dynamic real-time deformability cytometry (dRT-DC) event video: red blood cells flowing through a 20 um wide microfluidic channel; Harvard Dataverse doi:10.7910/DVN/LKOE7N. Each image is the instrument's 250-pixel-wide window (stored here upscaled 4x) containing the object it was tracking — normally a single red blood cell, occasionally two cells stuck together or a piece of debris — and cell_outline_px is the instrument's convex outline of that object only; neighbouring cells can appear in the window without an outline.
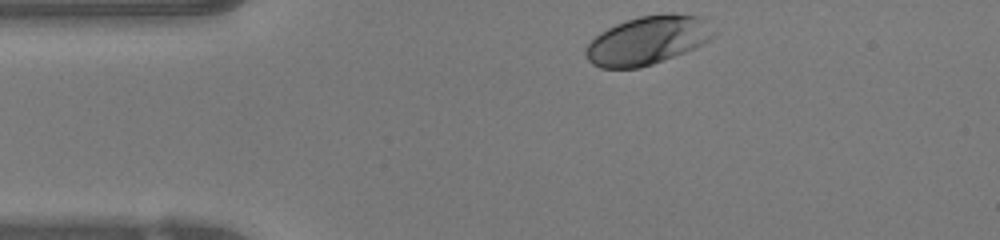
{"species": "human", "species_latin": "Homo sapiens", "temperature_condition": "warm", "stored_images_in_passage": 32, "camera_frame_rate_fps": 3000, "um_per_image_px": 0.085, "donor": {"sex": "female"}, "frame": {"image": 1, "passage_image": 1, "time_ms": 0.0, "image_size_px": [1000, 240], "cell_outline_px": [[716, 32], [704, 44], [664, 60], [640, 68], [600, 68], [592, 64], [588, 60], [584, 52], [584, 48], [600, 32], [616, 24], [640, 16], [664, 12], [672, 12], [700, 16]], "centroid_in_image_um": [55.04, 3.42], "position_along_channel_um": 30.0, "area_um2": 36.24}}
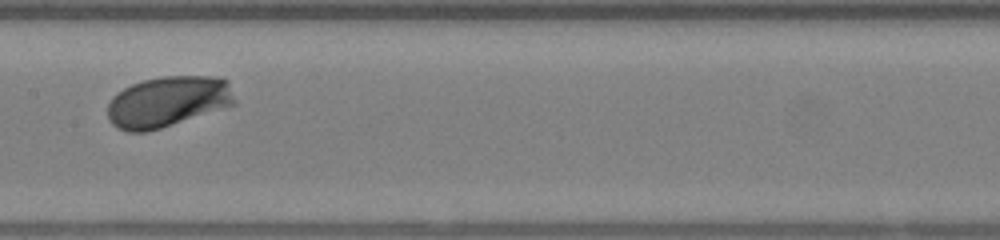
{"frame": {"image": 2, "passage_image": 16, "time_ms": 5.0, "image_size_px": [1000, 240], "cell_outline_px": [[236, 104], [160, 128], [144, 132], [128, 132], [116, 128], [112, 124], [108, 116], [108, 104], [112, 96], [124, 88], [132, 84], [144, 80], [164, 76], [216, 76], [228, 80], [236, 100]], "centroid_in_image_um": [14.27, 8.63], "position_along_channel_um": 193.1, "area_um2": 37.63}}
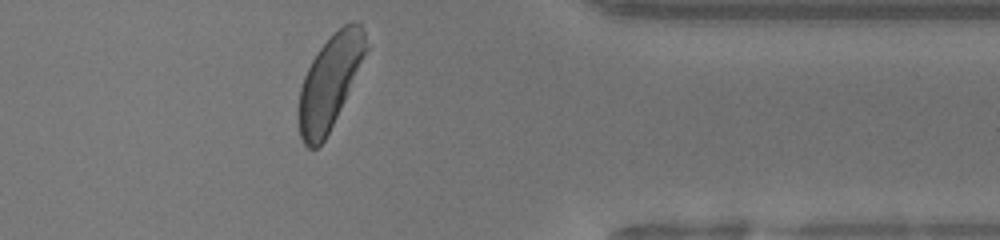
{"frame": {"image": 3, "passage_image": 31, "time_ms": 10.0, "image_size_px": [1000, 240], "cell_outline_px": [[368, 48], [344, 100], [324, 140], [316, 148], [308, 148], [304, 144], [300, 136], [300, 88], [304, 76], [312, 60], [320, 48], [344, 24], [352, 20], [360, 24], [364, 32]], "centroid_in_image_um": [28.03, 6.95], "position_along_channel_um": 383.4, "area_um2": 35.14}, "authors_computed_cell_mechanics": {"area_um2": 36.414, "velocity_mm_per_s": 4.1558, "shape_relaxation_time_tau1_ms": 1.3737, "shape_relaxation_time_tau2_ms": 6.829, "deformation_change_tau1": 0.1189, "deformation_change_tau2": 0.1502}}